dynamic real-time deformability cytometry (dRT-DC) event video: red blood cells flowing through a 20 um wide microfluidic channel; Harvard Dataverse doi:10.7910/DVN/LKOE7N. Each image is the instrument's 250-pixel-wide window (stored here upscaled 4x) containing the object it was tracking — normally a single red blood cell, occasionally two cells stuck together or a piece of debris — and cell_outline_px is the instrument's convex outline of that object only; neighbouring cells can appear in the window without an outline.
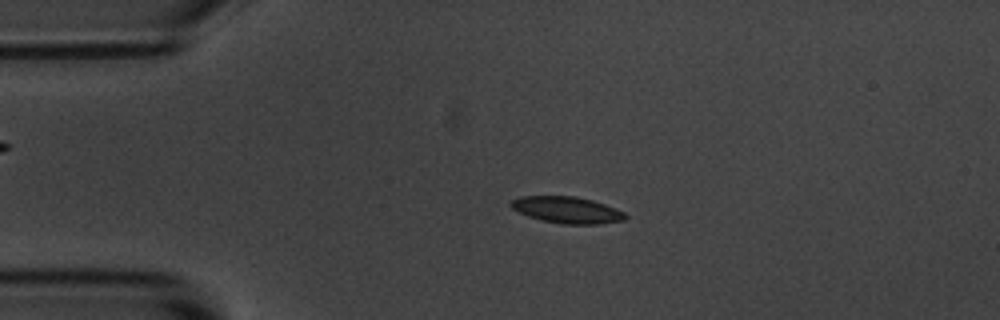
{"species": "common noctule bat (a hibernating species)", "species_latin": "Nyctalus noctula", "temperature_condition": "room temperature", "stored_images_in_passage": 4, "camera_frame_rate_fps": 3000, "um_per_image_px": 0.085, "animal": {"sex": "male", "body_mass_g": 20.1, "forearm_length_mm": 53.5}, "frame": {"image": 1, "passage_image": 3, "time_ms": 0.667, "image_size_px": [1000, 320], "cell_outline_px": [[628, 216], [624, 220], [600, 224], [560, 224], [540, 220], [528, 216], [512, 208], [508, 204], [512, 200], [520, 196], [576, 196], [592, 200], [616, 208], [624, 212]], "centroid_in_image_um": [48.2, 17.84], "position_along_channel_um": 36.8, "area_um2": 17.8}}